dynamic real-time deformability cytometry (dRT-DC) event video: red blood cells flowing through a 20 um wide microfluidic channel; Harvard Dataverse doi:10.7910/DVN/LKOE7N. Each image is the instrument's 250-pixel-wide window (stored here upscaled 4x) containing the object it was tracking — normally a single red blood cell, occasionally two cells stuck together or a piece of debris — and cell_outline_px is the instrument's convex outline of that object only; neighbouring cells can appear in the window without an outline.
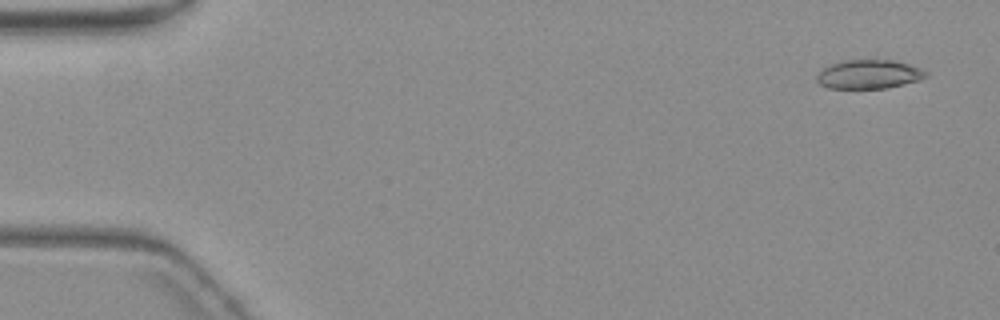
{"species": "common noctule bat (a hibernating species)", "species_latin": "Nyctalus noctula", "temperature_condition": "warm", "stored_images_in_passage": 5, "camera_frame_rate_fps": 3000, "um_per_image_px": 0.085, "animal": {"sex": "female", "body_mass_g": 19.3, "forearm_length_mm": 54.1}, "frame": {"image": 1, "passage_image": 1, "time_ms": 0.0, "image_size_px": [1000, 320], "cell_outline_px": [[928, 76], [920, 80], [888, 88], [828, 88], [820, 84], [816, 80], [816, 76], [824, 68], [832, 64], [844, 60], [892, 60], [908, 64], [920, 68], [928, 72]], "centroid_in_image_um": [73.88, 6.32], "position_along_channel_um": 11.1, "area_um2": 18.32}}